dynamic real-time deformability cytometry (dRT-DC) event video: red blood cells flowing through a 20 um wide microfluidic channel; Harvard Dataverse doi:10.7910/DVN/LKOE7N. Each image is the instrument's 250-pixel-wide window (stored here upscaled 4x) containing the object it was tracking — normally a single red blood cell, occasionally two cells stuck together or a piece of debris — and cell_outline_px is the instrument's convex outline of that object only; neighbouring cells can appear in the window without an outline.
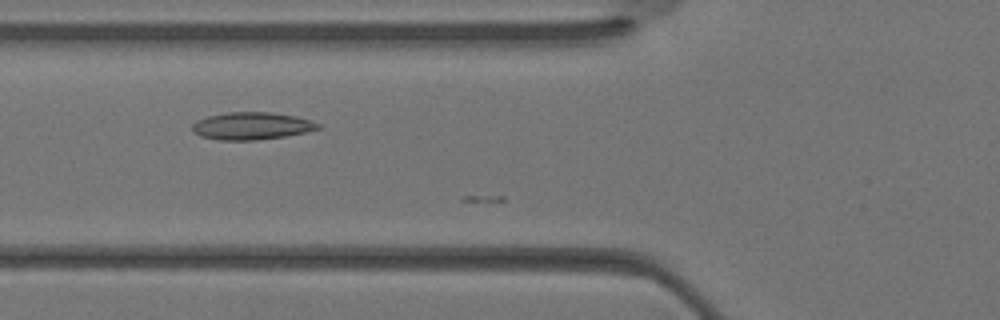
{"species": "Egyptian fruit bat (a non-hibernating species)", "species_latin": "Rousettus aegyptiacus", "temperature_condition": "warm", "stored_images_in_passage": 14, "camera_frame_rate_fps": 3000, "um_per_image_px": 0.085, "animal": {"sex": "female"}, "frame": {"image": 1, "passage_image": 11, "time_ms": 3.333, "image_size_px": [1000, 320], "cell_outline_px": [[324, 128], [308, 132], [284, 136], [256, 140], [220, 140], [200, 136], [192, 132], [192, 124], [196, 120], [208, 116], [228, 112], [268, 112], [296, 116], [312, 120], [320, 124]], "centroid_in_image_um": [21.42, 10.7], "position_along_channel_um": 104.4, "area_um2": 20.29}}